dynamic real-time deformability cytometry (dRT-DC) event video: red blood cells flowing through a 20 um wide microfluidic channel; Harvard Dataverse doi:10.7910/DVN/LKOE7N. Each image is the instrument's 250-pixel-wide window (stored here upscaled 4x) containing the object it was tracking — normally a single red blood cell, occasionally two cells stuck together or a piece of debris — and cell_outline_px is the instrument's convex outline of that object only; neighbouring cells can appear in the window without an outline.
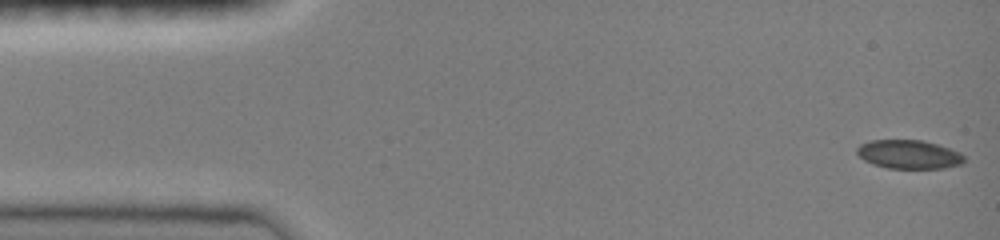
{"species": "common noctule bat (a hibernating species)", "species_latin": "Nyctalus noctula", "temperature_condition": "room temperature", "stored_images_in_passage": 47, "camera_frame_rate_fps": 3000, "um_per_image_px": 0.085, "animal": {"sex": "female", "body_mass_g": 19.0, "forearm_length_mm": 51.5}, "frame": {"image": 1, "passage_image": 1, "time_ms": 0.0, "image_size_px": [1000, 240], "cell_outline_px": [[964, 164], [944, 168], [888, 168], [872, 164], [864, 160], [856, 152], [856, 148], [860, 144], [872, 140], [924, 140], [960, 152], [964, 156]], "centroid_in_image_um": [77.26, 13.12], "position_along_channel_um": 7.7, "area_um2": 17.98}}
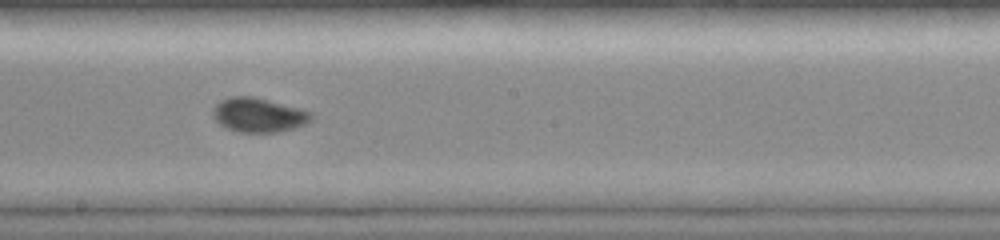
{"frame": {"image": 2, "passage_image": 26, "time_ms": 8.333, "image_size_px": [1000, 240], "cell_outline_px": [[316, 116], [312, 120], [296, 128], [280, 132], [240, 132], [228, 128], [220, 124], [212, 116], [212, 108], [220, 100], [232, 96], [252, 96], [300, 108], [312, 112]], "centroid_in_image_um": [22.01, 9.77], "position_along_channel_um": 226.2, "area_um2": 19.83}}
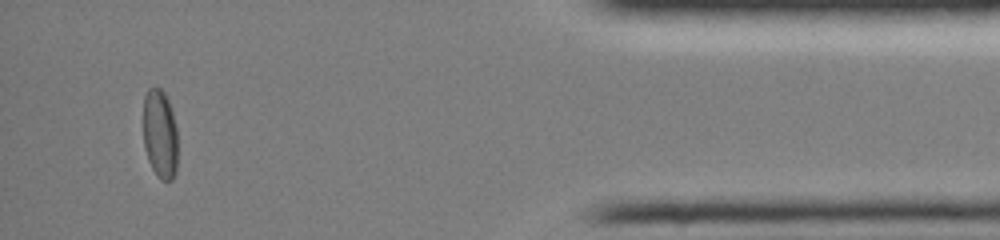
{"frame": {"image": 3, "passage_image": 44, "time_ms": 14.333, "image_size_px": [1000, 240], "cell_outline_px": [[176, 172], [172, 180], [160, 180], [152, 168], [148, 160], [144, 148], [144, 96], [148, 88], [160, 88], [164, 92], [168, 100], [172, 112], [176, 128]], "centroid_in_image_um": [13.59, 11.4], "position_along_channel_um": 421.6, "area_um2": 17.74}, "authors_computed_cell_mechanics": {"area_um2": 18.6116, "velocity_mm_per_s": 4.0422, "shape_relaxation_time_tau1_ms": 5.7964, "shape_relaxation_time_tau2_ms": 1.1021, "deformation_change_tau1": 0.1469, "deformation_change_tau2": 0.0275}}